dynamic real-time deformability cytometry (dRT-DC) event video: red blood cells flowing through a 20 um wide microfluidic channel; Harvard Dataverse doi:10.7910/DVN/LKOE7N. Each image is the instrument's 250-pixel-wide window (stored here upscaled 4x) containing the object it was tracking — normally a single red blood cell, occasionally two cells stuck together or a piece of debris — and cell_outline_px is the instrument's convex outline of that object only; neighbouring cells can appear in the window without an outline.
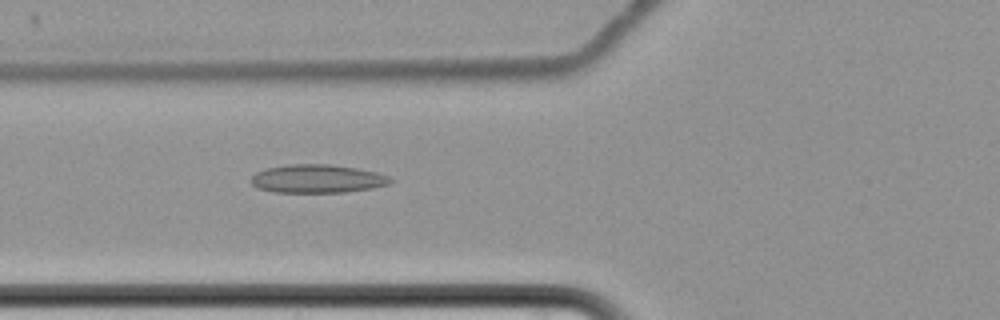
{"species": "common noctule bat (a hibernating species)", "species_latin": "Nyctalus noctula", "temperature_condition": "cold", "stored_images_in_passage": 2, "camera_frame_rate_fps": 3000, "um_per_image_px": 0.085, "animal": {"sex": "female", "body_mass_g": 22.7, "forearm_length_mm": 54.2}, "frame": {"image": 1, "passage_image": 2, "time_ms": 1.0, "image_size_px": [1000, 320], "cell_outline_px": [[392, 180], [388, 184], [372, 188], [344, 192], [272, 192], [256, 188], [248, 180], [256, 172], [264, 168], [288, 164], [332, 164], [356, 168], [376, 172], [392, 176]], "centroid_in_image_um": [26.93, 15.18], "position_along_channel_um": 98.9, "area_um2": 23.29}}